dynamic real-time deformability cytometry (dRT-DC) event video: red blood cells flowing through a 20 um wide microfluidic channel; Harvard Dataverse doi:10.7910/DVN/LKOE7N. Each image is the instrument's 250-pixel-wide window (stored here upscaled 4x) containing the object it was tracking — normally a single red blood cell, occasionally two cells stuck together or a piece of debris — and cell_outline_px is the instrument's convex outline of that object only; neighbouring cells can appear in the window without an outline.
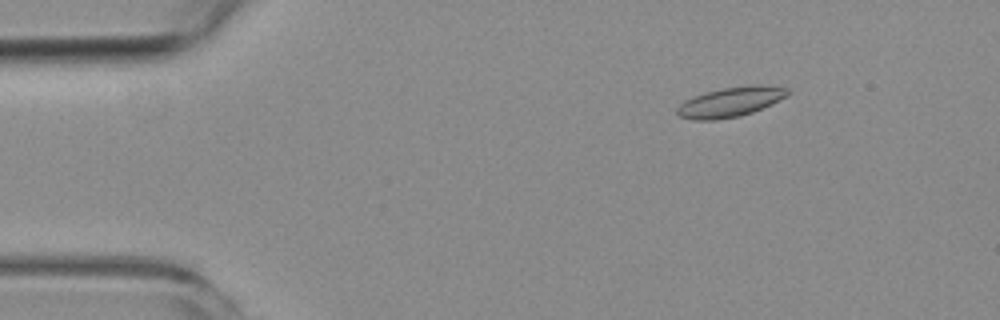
{"species": "common noctule bat (a hibernating species)", "species_latin": "Nyctalus noctula", "temperature_condition": "room temperature", "stored_images_in_passage": 6, "camera_frame_rate_fps": 3000, "um_per_image_px": 0.085, "animal": {"sex": "female", "body_mass_g": 19.3, "forearm_length_mm": 54.1}, "frame": {"image": 1, "passage_image": 3, "time_ms": 2.333, "image_size_px": [1000, 320], "cell_outline_px": [[792, 92], [788, 96], [772, 104], [752, 112], [740, 116], [716, 120], [692, 120], [680, 116], [676, 112], [676, 108], [684, 100], [692, 96], [704, 92], [724, 88], [752, 84], [760, 84], [788, 88]], "centroid_in_image_um": [62.11, 8.66], "position_along_channel_um": 22.9, "area_um2": 19.48}}
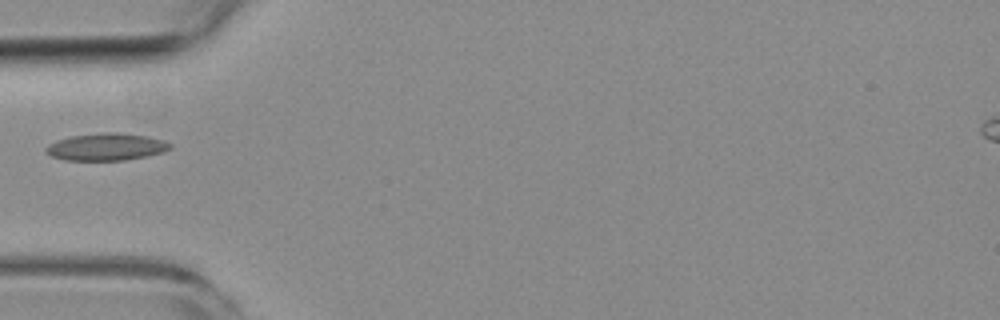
{"frame": {"image": 2, "passage_image": 5, "time_ms": 5.667, "image_size_px": [1000, 320], "cell_outline_px": [[172, 148], [164, 152], [148, 156], [124, 160], [64, 160], [52, 156], [44, 152], [44, 148], [48, 144], [56, 140], [72, 136], [104, 132], [116, 132], [148, 136], [164, 140], [172, 144]], "centroid_in_image_um": [9.04, 12.48], "position_along_channel_um": 76.0, "area_um2": 19.88}}
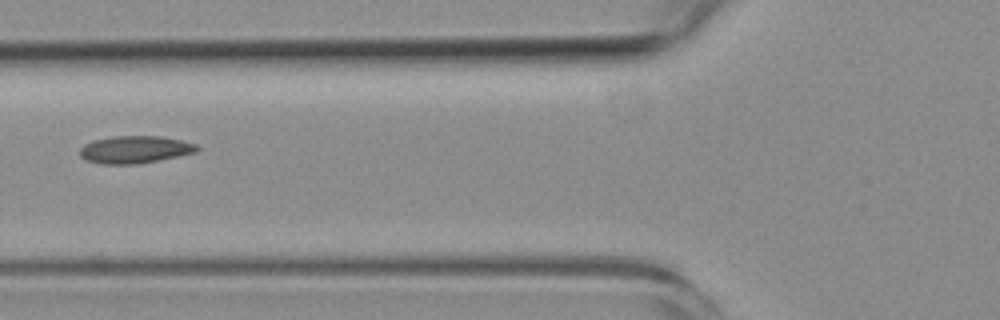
{"frame": {"image": 3, "passage_image": 6, "time_ms": 6.667, "image_size_px": [1000, 320], "cell_outline_px": [[200, 148], [196, 152], [140, 164], [100, 164], [84, 160], [80, 156], [80, 148], [84, 144], [92, 140], [112, 136], [160, 136], [180, 140], [196, 144]], "centroid_in_image_um": [11.42, 12.71], "position_along_channel_um": 114.4, "area_um2": 18.84}}